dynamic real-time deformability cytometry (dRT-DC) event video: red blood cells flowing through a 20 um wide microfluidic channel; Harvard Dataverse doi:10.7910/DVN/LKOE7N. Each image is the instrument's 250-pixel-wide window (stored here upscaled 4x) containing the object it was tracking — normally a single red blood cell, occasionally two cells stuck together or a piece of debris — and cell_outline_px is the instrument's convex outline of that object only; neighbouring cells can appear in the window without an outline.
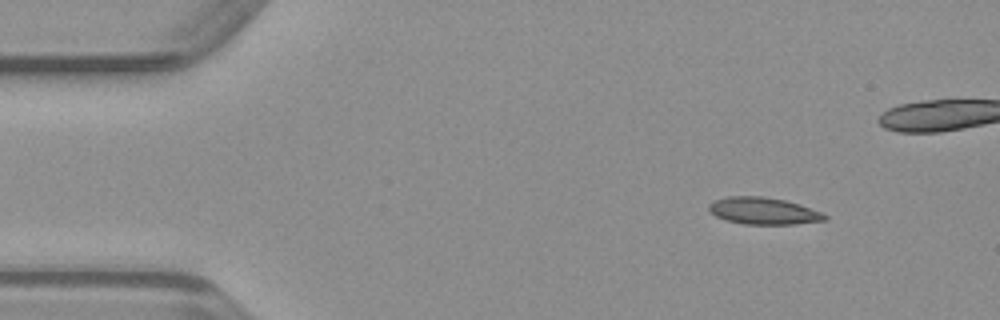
{"species": "common noctule bat (a hibernating species)", "species_latin": "Nyctalus noctula", "temperature_condition": "warm", "stored_images_in_passage": 49, "camera_frame_rate_fps": 3000, "um_per_image_px": 0.085, "animal": {"sex": "male", "body_mass_g": 23.1, "forearm_length_mm": 52.7}, "frame": {"image": 1, "passage_image": 5, "time_ms": 1.333, "image_size_px": [1000, 320], "cell_outline_px": [[828, 216], [824, 220], [792, 224], [744, 224], [728, 220], [716, 216], [708, 208], [708, 204], [712, 200], [728, 196], [764, 196], [784, 200], [800, 204], [820, 212]], "centroid_in_image_um": [64.85, 17.91], "position_along_channel_um": 20.1, "area_um2": 18.03}}
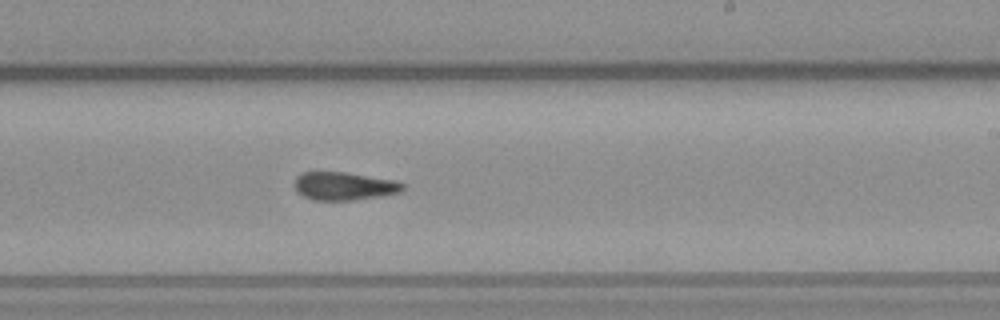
{"frame": {"image": 2, "passage_image": 28, "time_ms": 9.0, "image_size_px": [1000, 320], "cell_outline_px": [[404, 188], [400, 192], [380, 196], [352, 200], [312, 200], [296, 192], [292, 184], [296, 176], [300, 172], [348, 172], [396, 180], [404, 184]], "centroid_in_image_um": [29.2, 15.8], "position_along_channel_um": 259.8, "area_um2": 18.03}}
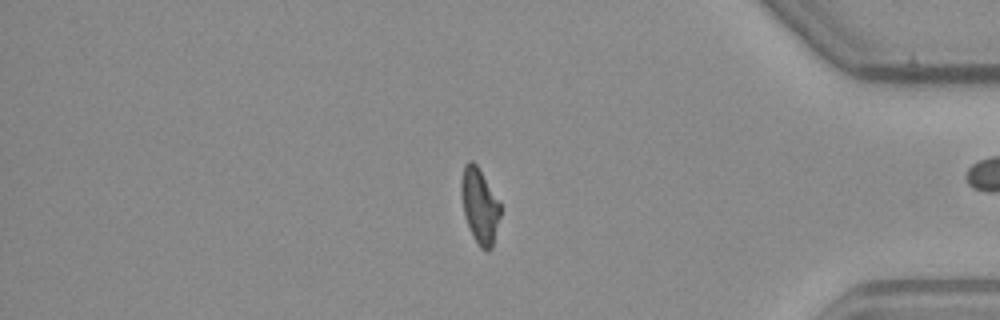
{"frame": {"image": 3, "passage_image": 40, "time_ms": 13.0, "image_size_px": [1000, 320], "cell_outline_px": [[500, 216], [492, 248], [488, 252], [480, 248], [472, 236], [464, 212], [460, 192], [460, 184], [464, 164], [468, 160], [472, 160], [476, 164], [500, 200]], "centroid_in_image_um": [40.77, 17.48], "position_along_channel_um": 394.4, "area_um2": 17.28}}